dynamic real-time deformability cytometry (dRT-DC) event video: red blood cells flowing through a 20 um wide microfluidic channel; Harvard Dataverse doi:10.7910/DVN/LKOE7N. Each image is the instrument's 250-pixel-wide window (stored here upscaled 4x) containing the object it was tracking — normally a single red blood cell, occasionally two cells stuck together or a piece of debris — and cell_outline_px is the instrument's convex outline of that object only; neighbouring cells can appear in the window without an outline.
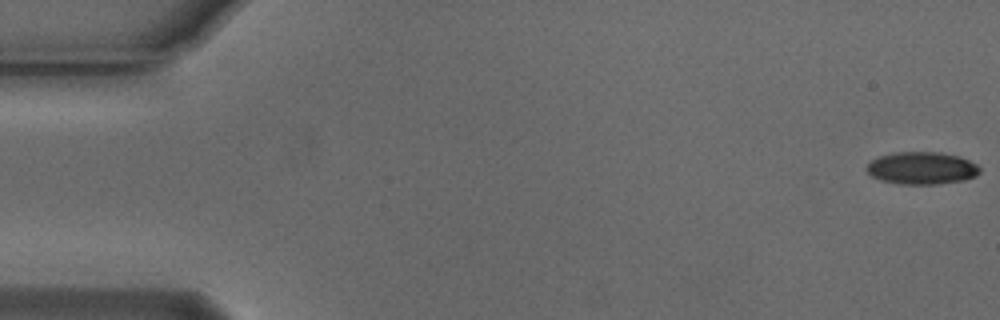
{"species": "Egyptian fruit bat (a non-hibernating species)", "species_latin": "Rousettus aegyptiacus", "temperature_condition": "cold", "stored_images_in_passage": 55, "camera_frame_rate_fps": 3000, "um_per_image_px": 0.085, "animal": {"sex": "male"}, "frame": {"image": 1, "passage_image": 1, "time_ms": 0.0, "image_size_px": [1000, 320], "cell_outline_px": [[980, 172], [976, 176], [964, 180], [936, 184], [900, 184], [880, 180], [872, 176], [864, 168], [872, 160], [880, 156], [896, 152], [940, 152], [956, 156], [968, 160], [976, 164], [980, 168]], "centroid_in_image_um": [78.34, 14.29], "position_along_channel_um": 6.7, "area_um2": 21.27}}
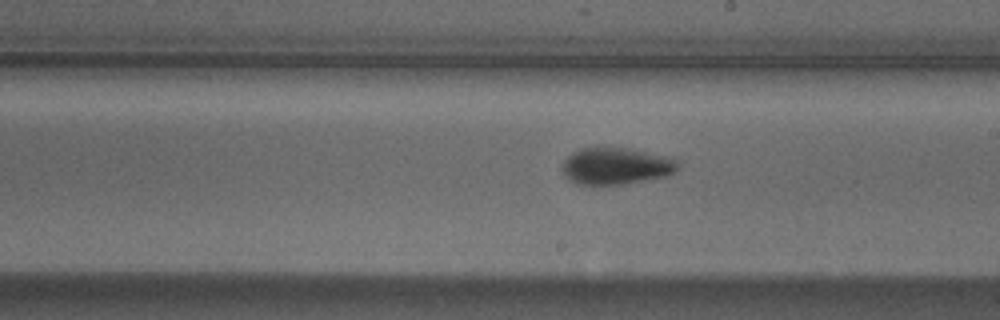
{"frame": {"image": 2, "passage_image": 31, "time_ms": 10.0, "image_size_px": [1000, 320], "cell_outline_px": [[680, 168], [676, 172], [668, 176], [624, 184], [576, 184], [568, 180], [564, 176], [560, 168], [564, 160], [572, 152], [580, 148], [628, 148], [672, 156], [680, 160]], "centroid_in_image_um": [52.42, 14.11], "position_along_channel_um": 236.6, "area_um2": 25.43}}
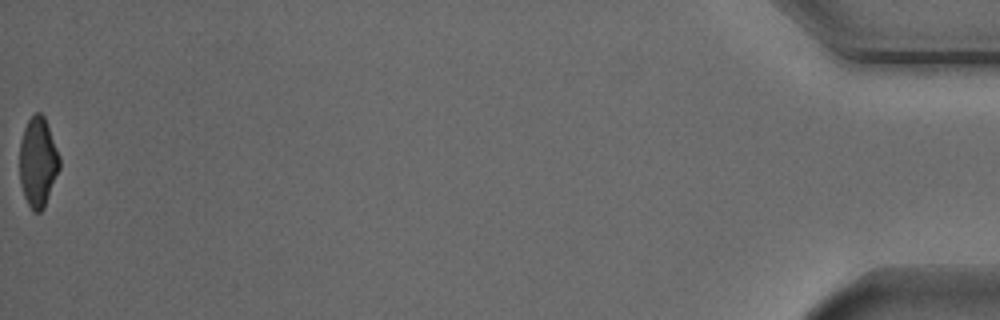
{"frame": {"image": 3, "passage_image": 55, "time_ms": 18.0, "image_size_px": [1000, 320], "cell_outline_px": [[60, 168], [44, 208], [40, 212], [32, 212], [24, 196], [20, 184], [20, 140], [24, 128], [28, 120], [36, 112], [40, 112], [44, 116], [60, 156]], "centroid_in_image_um": [3.23, 13.79], "position_along_channel_um": 432.0, "area_um2": 20.92}, "authors_computed_cell_mechanics": {"area_um2": 22.7154, "velocity_mm_per_s": 3.7641, "shape_relaxation_time_tau1_ms": 2.9918, "shape_relaxation_time_tau2_ms": 2.1056, "deformation_change_tau1": 0.1365, "deformation_change_tau2": 0.084}}